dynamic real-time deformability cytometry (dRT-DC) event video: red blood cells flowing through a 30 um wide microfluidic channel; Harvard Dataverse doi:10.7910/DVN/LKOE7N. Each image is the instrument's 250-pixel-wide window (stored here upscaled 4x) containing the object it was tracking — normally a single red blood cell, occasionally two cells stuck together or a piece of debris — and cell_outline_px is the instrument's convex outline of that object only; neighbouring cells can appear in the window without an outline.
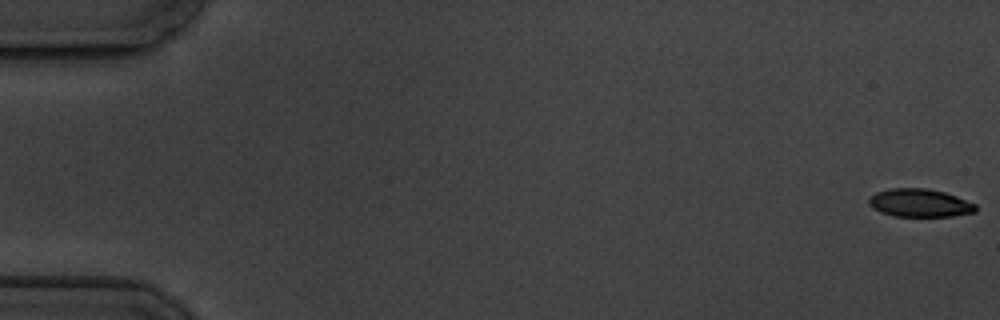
{"species": "common noctule bat (a hibernating species)", "species_latin": "Nyctalus noctula", "temperature_condition": "cold", "stored_images_in_passage": 5, "camera_frame_rate_fps": 3000, "um_per_image_px": 0.085, "animal": {"sex": "male", "body_mass_g": 19.5, "forearm_length_mm": 54.6}, "frame": {"image": 1, "passage_image": 1, "time_ms": 0.0, "image_size_px": [1000, 320], "cell_outline_px": [[976, 212], [952, 216], [892, 216], [880, 212], [872, 208], [868, 204], [868, 200], [876, 192], [888, 188], [928, 188], [944, 192], [956, 196], [976, 204]], "centroid_in_image_um": [78.15, 17.25], "position_along_channel_um": 6.8, "area_um2": 17.57}}